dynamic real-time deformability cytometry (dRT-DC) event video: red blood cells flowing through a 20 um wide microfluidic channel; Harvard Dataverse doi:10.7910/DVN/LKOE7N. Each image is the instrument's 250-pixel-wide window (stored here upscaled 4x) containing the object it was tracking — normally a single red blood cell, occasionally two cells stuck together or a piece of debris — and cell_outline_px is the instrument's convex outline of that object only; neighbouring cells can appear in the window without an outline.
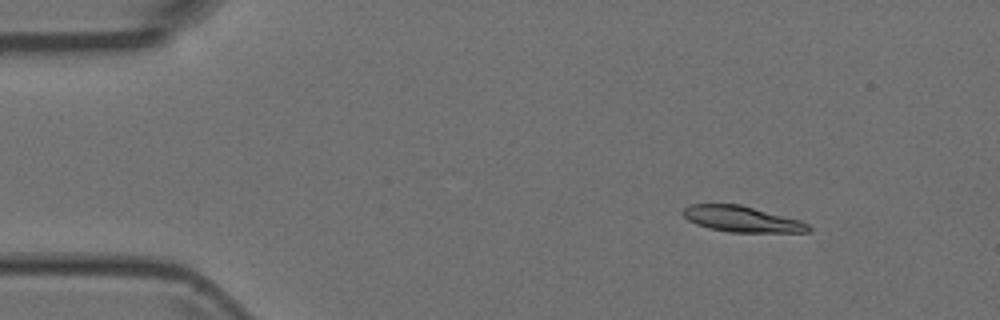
{"species": "Egyptian fruit bat (a non-hibernating species)", "species_latin": "Rousettus aegyptiacus", "temperature_condition": "room temperature", "stored_images_in_passage": 4, "camera_frame_rate_fps": 3000, "um_per_image_px": 0.085, "animal": {"sex": "female"}, "frame": {"image": 1, "passage_image": 2, "time_ms": 0.333, "image_size_px": [1000, 320], "cell_outline_px": [[812, 228], [808, 232], [728, 232], [708, 228], [696, 224], [688, 220], [680, 212], [684, 208], [692, 204], [740, 204], [800, 220], [808, 224]], "centroid_in_image_um": [63.03, 18.62], "position_along_channel_um": 22.0, "area_um2": 18.9}}